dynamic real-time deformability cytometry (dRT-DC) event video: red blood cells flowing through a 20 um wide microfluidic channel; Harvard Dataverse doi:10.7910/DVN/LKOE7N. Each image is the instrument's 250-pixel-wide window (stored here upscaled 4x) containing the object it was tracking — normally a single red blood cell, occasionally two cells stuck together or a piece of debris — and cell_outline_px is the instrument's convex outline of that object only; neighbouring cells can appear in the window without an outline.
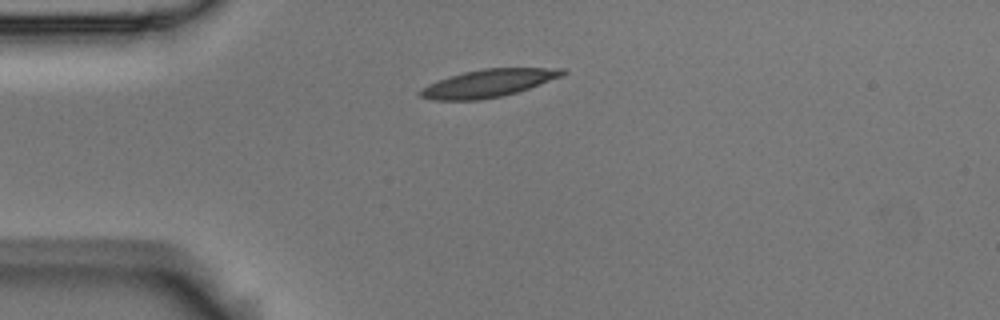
{"species": "Egyptian fruit bat (a non-hibernating species)", "species_latin": "Rousettus aegyptiacus", "temperature_condition": "room temperature", "stored_images_in_passage": 5, "camera_frame_rate_fps": 3000, "um_per_image_px": 0.085, "animal": {"sex": "male"}, "frame": {"image": 1, "passage_image": 5, "time_ms": 1.333, "image_size_px": [1000, 320], "cell_outline_px": [[568, 72], [560, 76], [540, 84], [516, 92], [500, 96], [480, 100], [432, 100], [420, 96], [420, 92], [428, 84], [464, 72], [484, 68], [564, 68]], "centroid_in_image_um": [41.53, 7.07], "position_along_channel_um": 43.5, "area_um2": 22.48}}